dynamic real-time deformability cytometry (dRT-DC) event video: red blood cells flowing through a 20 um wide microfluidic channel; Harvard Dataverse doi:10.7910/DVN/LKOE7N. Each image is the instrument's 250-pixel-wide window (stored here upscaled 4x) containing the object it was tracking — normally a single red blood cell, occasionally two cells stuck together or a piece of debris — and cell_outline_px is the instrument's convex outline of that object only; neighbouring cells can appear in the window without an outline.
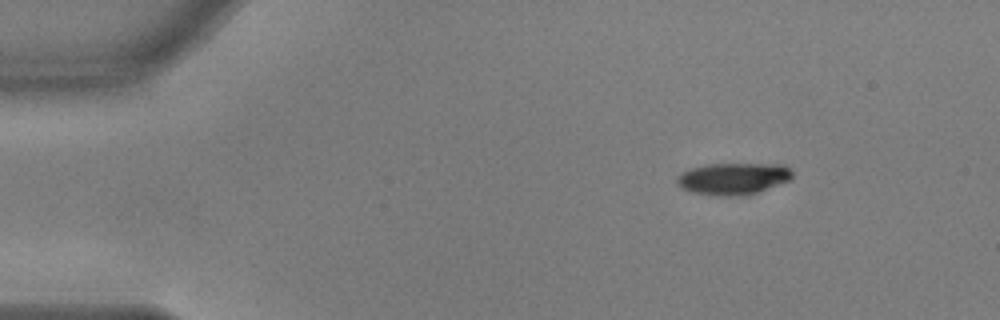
{"species": "common noctule bat (a hibernating species)", "species_latin": "Nyctalus noctula", "temperature_condition": "warm", "stored_images_in_passage": 48, "camera_frame_rate_fps": 3000, "um_per_image_px": 0.085, "animal": {"sex": "male", "body_mass_g": 17.9, "forearm_length_mm": 54.2}, "frame": {"image": 1, "passage_image": 1, "time_ms": 0.0, "image_size_px": [1000, 320], "cell_outline_px": [[792, 180], [756, 192], [740, 196], [716, 196], [692, 192], [680, 188], [676, 184], [676, 176], [692, 168], [708, 164], [784, 164], [792, 168]], "centroid_in_image_um": [62.33, 15.18], "position_along_channel_um": 22.7, "area_um2": 21.56}}
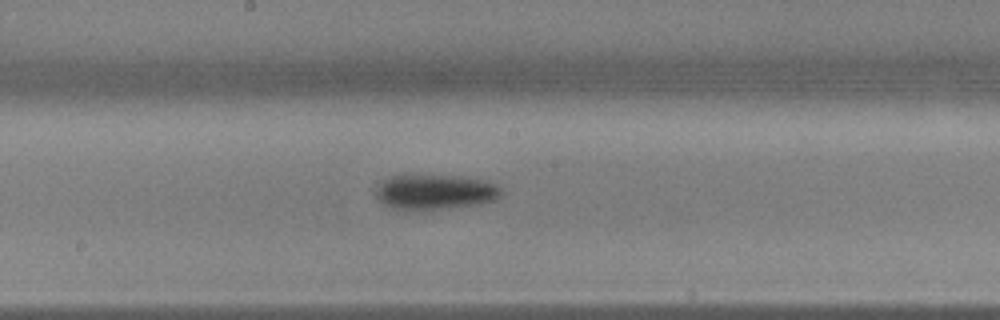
{"frame": {"image": 2, "passage_image": 23, "time_ms": 7.333, "image_size_px": [1000, 320], "cell_outline_px": [[500, 196], [496, 200], [480, 204], [448, 208], [396, 208], [384, 204], [376, 196], [376, 188], [384, 180], [392, 176], [460, 176], [480, 180], [496, 184], [500, 188]], "centroid_in_image_um": [37.02, 16.31], "position_along_channel_um": 211.2, "area_um2": 24.74}}
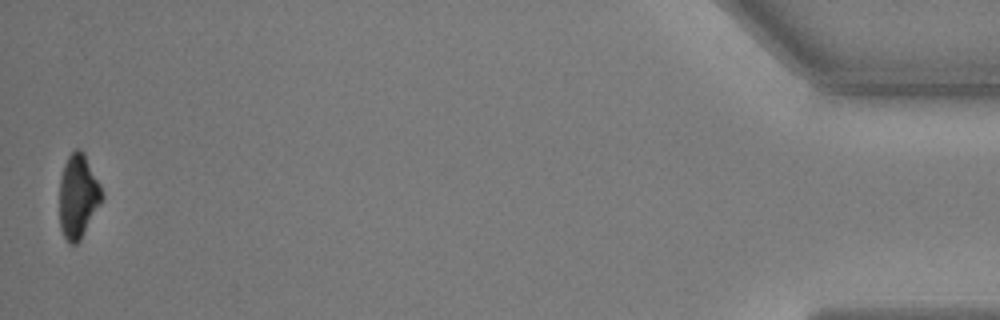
{"frame": {"image": 3, "passage_image": 48, "time_ms": 15.667, "image_size_px": [1000, 320], "cell_outline_px": [[104, 196], [100, 204], [80, 240], [76, 244], [68, 244], [60, 228], [60, 176], [64, 164], [68, 156], [76, 148], [80, 148], [84, 152], [100, 184]], "centroid_in_image_um": [6.63, 16.67], "position_along_channel_um": 428.6, "area_um2": 20.75}, "authors_computed_cell_mechanics": {"area_um2": 23.8714, "velocity_mm_per_s": 3.6686, "shape_relaxation_time_tau1_ms": 2.7317, "shape_relaxation_time_tau2_ms": null, "deformation_change_tau1": 0.1374, "deformation_change_tau2": null}}